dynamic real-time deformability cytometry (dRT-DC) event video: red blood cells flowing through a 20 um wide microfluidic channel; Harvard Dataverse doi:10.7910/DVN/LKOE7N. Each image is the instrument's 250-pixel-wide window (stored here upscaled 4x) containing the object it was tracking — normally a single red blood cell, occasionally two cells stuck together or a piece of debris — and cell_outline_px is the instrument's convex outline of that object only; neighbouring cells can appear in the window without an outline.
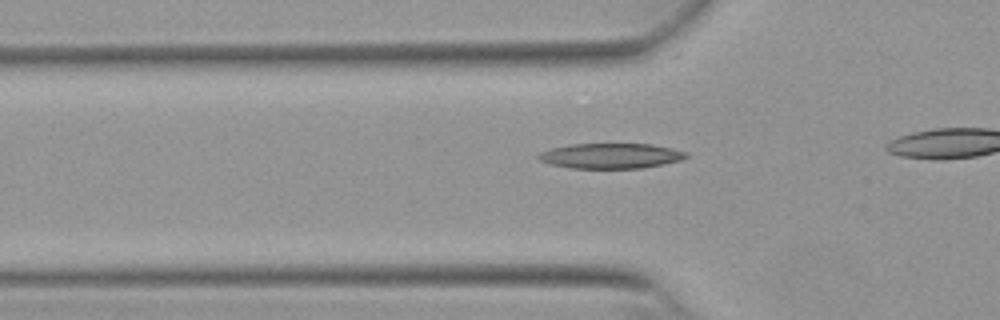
{"species": "Egyptian fruit bat (a non-hibernating species)", "species_latin": "Rousettus aegyptiacus", "temperature_condition": "warm", "stored_images_in_passage": 18, "camera_frame_rate_fps": 3000, "um_per_image_px": 0.085, "animal": {"sex": "female"}, "frame": {"image": 1, "passage_image": 10, "time_ms": 3.0, "image_size_px": [1000, 320], "cell_outline_px": [[688, 156], [680, 160], [664, 164], [640, 168], [568, 168], [548, 164], [540, 160], [536, 156], [540, 152], [552, 148], [568, 144], [652, 144], [672, 148], [688, 152]], "centroid_in_image_um": [51.9, 13.25], "position_along_channel_um": 73.9, "area_um2": 21.79}}
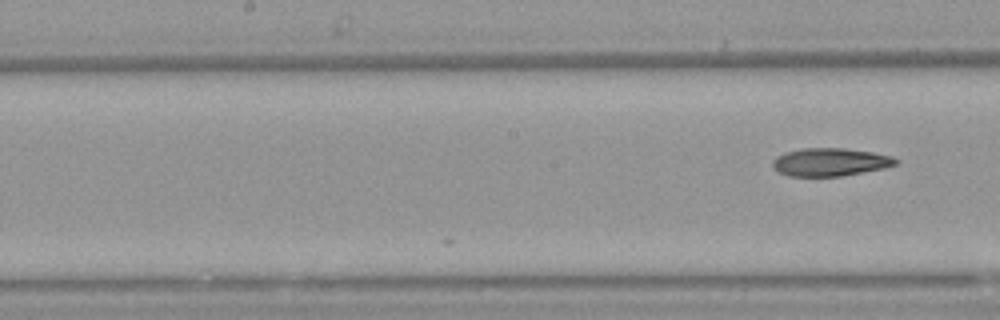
{"frame": {"image": 2, "passage_image": 18, "time_ms": 5.667, "image_size_px": [1000, 320], "cell_outline_px": [[900, 160], [896, 164], [884, 168], [840, 176], [788, 176], [780, 172], [772, 164], [772, 160], [776, 156], [784, 152], [800, 148], [844, 148], [872, 152], [892, 156]], "centroid_in_image_um": [70.56, 13.76], "position_along_channel_um": 177.6, "area_um2": 20.06}}